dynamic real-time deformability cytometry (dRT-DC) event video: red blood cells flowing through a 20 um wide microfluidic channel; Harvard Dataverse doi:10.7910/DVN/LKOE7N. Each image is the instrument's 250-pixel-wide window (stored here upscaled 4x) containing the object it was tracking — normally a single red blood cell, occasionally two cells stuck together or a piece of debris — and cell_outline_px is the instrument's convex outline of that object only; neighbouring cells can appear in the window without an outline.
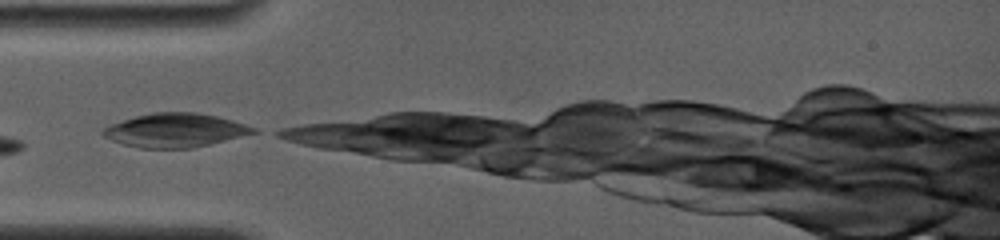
{"species": "common noctule bat (a hibernating species)", "species_latin": "Nyctalus noctula", "temperature_condition": "room temperature", "stored_images_in_passage": 31, "camera_frame_rate_fps": 4000, "um_per_image_px": 0.085, "animal": {"sex": "female", "body_mass_g": 19.0, "forearm_length_mm": 56.7}, "frame": {"image": 1, "passage_image": 1, "time_ms": 0.0, "image_size_px": [1000, 240], "cell_outline_px": [[260, 132], [192, 148], [140, 148], [124, 144], [112, 140], [104, 136], [100, 132], [104, 128], [112, 124], [136, 116], [152, 112], [196, 112], [216, 116], [232, 120], [256, 128]], "centroid_in_image_um": [14.91, 11.07], "position_along_channel_um": 70.1, "area_um2": 29.42}}